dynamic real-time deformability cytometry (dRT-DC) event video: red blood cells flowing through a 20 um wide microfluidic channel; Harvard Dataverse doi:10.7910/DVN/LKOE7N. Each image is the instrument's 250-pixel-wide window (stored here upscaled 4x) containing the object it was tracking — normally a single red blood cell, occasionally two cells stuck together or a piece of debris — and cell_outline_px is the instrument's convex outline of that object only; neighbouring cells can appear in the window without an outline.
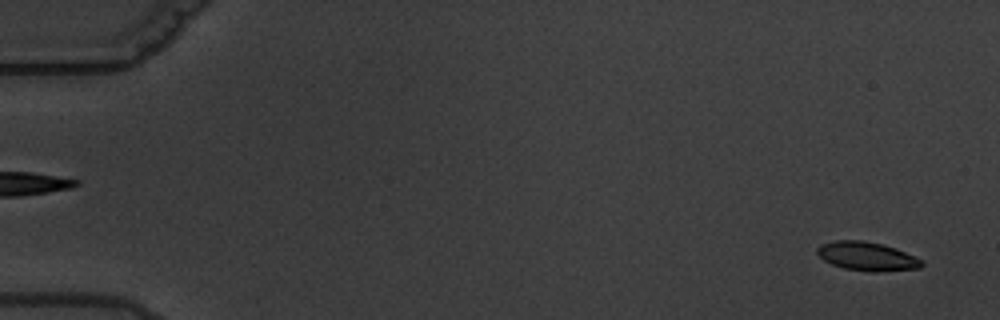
{"species": "common noctule bat (a hibernating species)", "species_latin": "Nyctalus noctula", "temperature_condition": "warm", "stored_images_in_passage": 10, "camera_frame_rate_fps": 3000, "um_per_image_px": 0.085, "animal": {"sex": "male", "body_mass_g": 19.5, "forearm_length_mm": 54.6}, "frame": {"image": 1, "passage_image": 1, "time_ms": 0.0, "image_size_px": [1000, 320], "cell_outline_px": [[924, 264], [920, 268], [880, 272], [872, 272], [844, 268], [832, 264], [824, 260], [816, 252], [816, 248], [820, 244], [836, 240], [860, 240], [884, 244], [896, 248], [920, 260]], "centroid_in_image_um": [73.67, 21.78], "position_along_channel_um": 11.3, "area_um2": 17.46}}
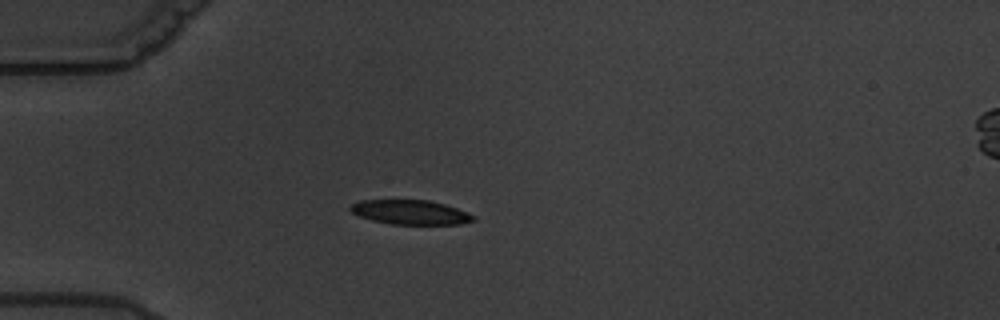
{"frame": {"image": 2, "passage_image": 5, "time_ms": 5.0, "image_size_px": [1000, 320], "cell_outline_px": [[476, 220], [460, 224], [392, 224], [372, 220], [360, 216], [352, 212], [348, 208], [352, 204], [360, 200], [428, 200], [444, 204], [468, 212], [476, 216]], "centroid_in_image_um": [34.91, 18.04], "position_along_channel_um": 50.1, "area_um2": 17.46}}
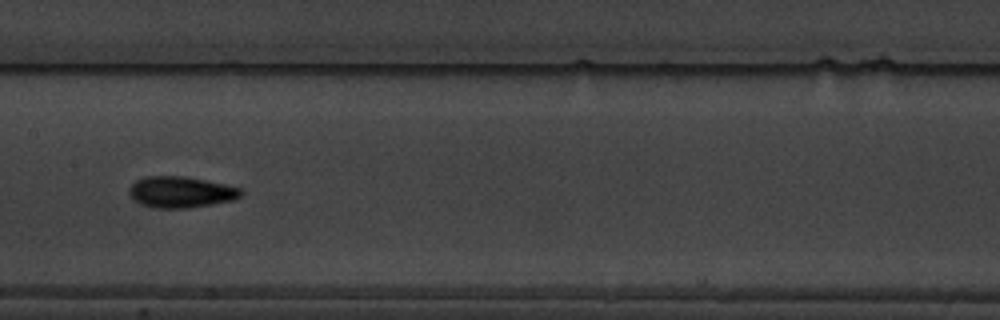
{"frame": {"image": 3, "passage_image": 9, "time_ms": 9.667, "image_size_px": [1000, 320], "cell_outline_px": [[244, 192], [240, 196], [232, 200], [212, 204], [188, 208], [152, 208], [140, 204], [132, 200], [128, 192], [128, 188], [136, 180], [148, 176], [184, 176], [224, 184], [240, 188]], "centroid_in_image_um": [15.32, 16.33], "position_along_channel_um": 192.1, "area_um2": 20.4}}